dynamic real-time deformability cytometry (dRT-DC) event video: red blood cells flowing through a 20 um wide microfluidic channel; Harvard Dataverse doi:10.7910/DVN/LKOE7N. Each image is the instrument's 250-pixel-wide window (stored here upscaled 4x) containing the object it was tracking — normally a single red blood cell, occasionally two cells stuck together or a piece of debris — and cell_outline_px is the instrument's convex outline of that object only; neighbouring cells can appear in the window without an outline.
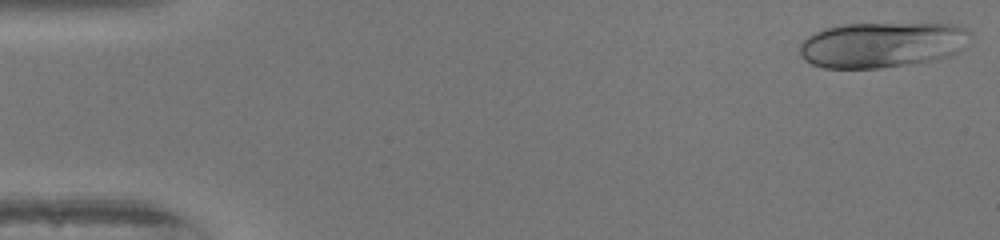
{"species": "human", "species_latin": "Homo sapiens", "temperature_condition": "warm", "stored_images_in_passage": 50, "camera_frame_rate_fps": 3000, "um_per_image_px": 0.085, "donor": {"sex": "female"}, "frame": {"image": 1, "passage_image": 1, "time_ms": 0.0, "image_size_px": [1000, 240], "cell_outline_px": [[972, 32], [968, 44], [956, 52], [948, 56], [936, 60], [880, 68], [824, 68], [812, 64], [804, 60], [800, 56], [800, 44], [808, 36], [824, 28], [840, 24], [956, 24], [968, 28]], "centroid_in_image_um": [75.0, 3.8], "position_along_channel_um": 10.0, "area_um2": 45.55}}
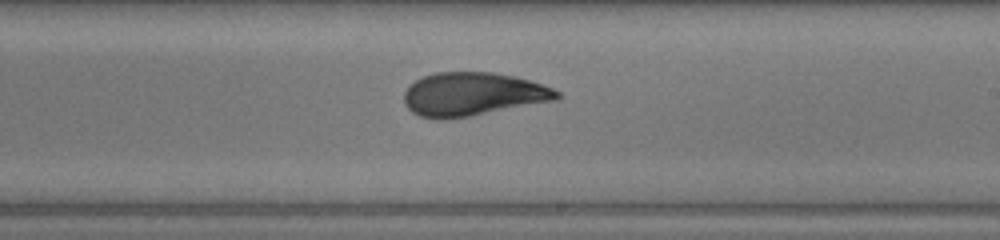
{"frame": {"image": 2, "passage_image": 29, "time_ms": 9.333, "image_size_px": [1000, 240], "cell_outline_px": [[560, 100], [468, 116], [420, 116], [412, 112], [404, 104], [404, 92], [408, 84], [424, 76], [436, 72], [492, 72], [516, 76], [544, 84], [560, 92]], "centroid_in_image_um": [40.25, 7.96], "position_along_channel_um": 248.7, "area_um2": 38.32}}
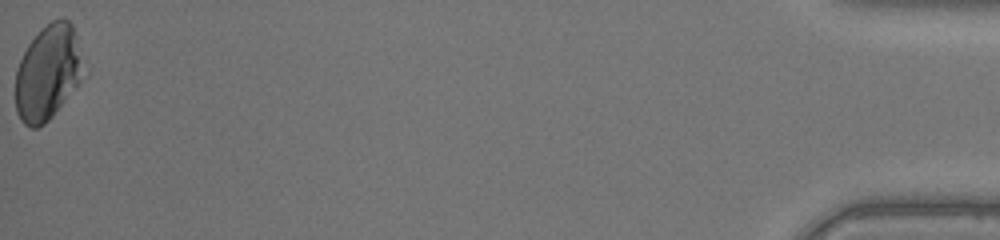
{"frame": {"image": 3, "passage_image": 50, "time_ms": 16.333, "image_size_px": [1000, 240], "cell_outline_px": [[80, 80], [52, 116], [44, 124], [36, 128], [32, 128], [24, 124], [20, 120], [16, 112], [16, 68], [28, 44], [52, 20], [68, 20], [72, 24], [76, 36]], "centroid_in_image_um": [3.98, 6.23], "position_along_channel_um": 431.2, "area_um2": 36.01}, "authors_computed_cell_mechanics": {"area_um2": 38.6682, "velocity_mm_per_s": 4.0947, "shape_relaxation_time_tau1_ms": 7.7696, "shape_relaxation_time_tau2_ms": null, "deformation_change_tau1": 0.2498, "deformation_change_tau2": null}}